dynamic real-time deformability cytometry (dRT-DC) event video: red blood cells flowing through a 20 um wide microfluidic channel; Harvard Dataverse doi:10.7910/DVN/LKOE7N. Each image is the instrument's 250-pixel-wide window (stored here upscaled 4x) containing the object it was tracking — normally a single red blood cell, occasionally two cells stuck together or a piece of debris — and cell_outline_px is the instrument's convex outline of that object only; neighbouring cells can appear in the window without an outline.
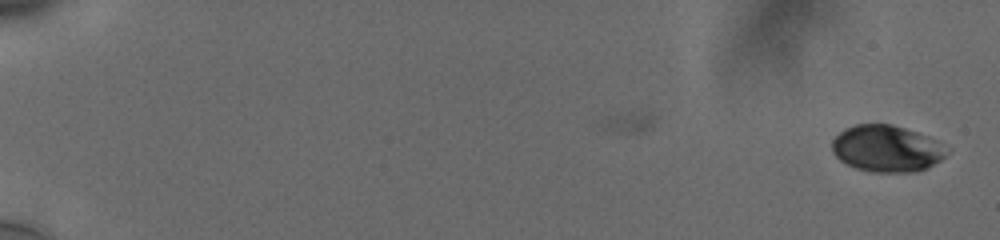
{"species": "human", "species_latin": "Homo sapiens", "temperature_condition": "cold", "stored_images_in_passage": 57, "camera_frame_rate_fps": 3000, "um_per_image_px": 0.085, "donor": {"sex": "male"}, "frame": {"image": 1, "passage_image": 1, "time_ms": 0.0, "image_size_px": [1000, 240], "cell_outline_px": [[944, 156], [940, 160], [928, 168], [912, 172], [872, 172], [856, 168], [840, 160], [832, 152], [832, 140], [844, 128], [856, 124], [892, 124], [916, 132], [936, 140], [944, 148]], "centroid_in_image_um": [75.31, 12.63], "position_along_channel_um": 9.7, "area_um2": 30.81}}
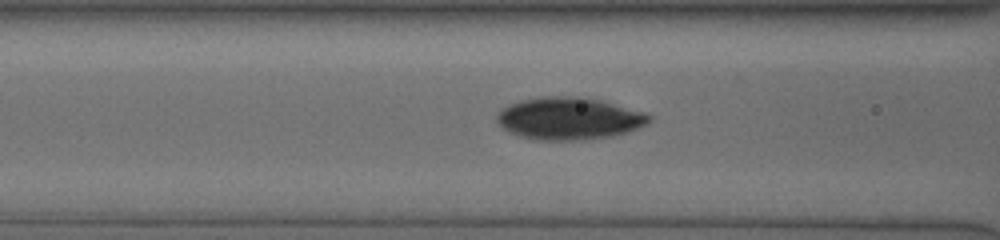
{"frame": {"image": 2, "passage_image": 26, "time_ms": 8.333, "image_size_px": [1000, 240], "cell_outline_px": [[652, 120], [648, 124], [612, 136], [584, 140], [532, 140], [508, 132], [496, 120], [496, 116], [500, 108], [520, 100], [544, 96], [580, 96], [600, 100], [644, 112], [652, 116]], "centroid_in_image_um": [48.34, 10.07], "position_along_channel_um": 118.3, "area_um2": 37.69}}
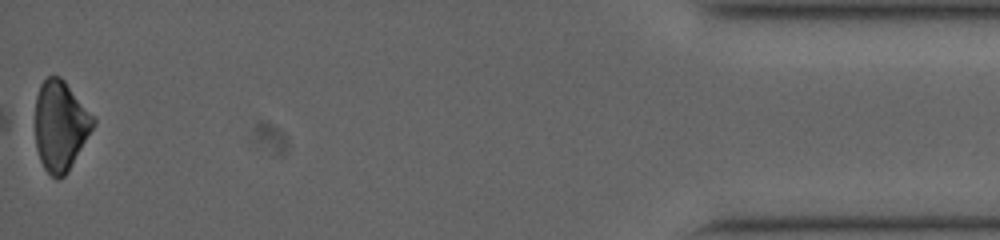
{"frame": {"image": 3, "passage_image": 57, "time_ms": 18.667, "image_size_px": [1000, 240], "cell_outline_px": [[96, 124], [68, 172], [64, 176], [56, 180], [44, 168], [40, 160], [36, 148], [36, 96], [40, 84], [48, 76], [60, 76], [64, 80], [96, 120]], "centroid_in_image_um": [5.14, 10.7], "position_along_channel_um": 430.1, "area_um2": 30.35}, "authors_computed_cell_mechanics": {"area_um2": 32.3102, "velocity_mm_per_s": 3.7516, "shape_relaxation_time_tau1_ms": 2.1534, "shape_relaxation_time_tau2_ms": null, "deformation_change_tau1": 0.062, "deformation_change_tau2": null}}